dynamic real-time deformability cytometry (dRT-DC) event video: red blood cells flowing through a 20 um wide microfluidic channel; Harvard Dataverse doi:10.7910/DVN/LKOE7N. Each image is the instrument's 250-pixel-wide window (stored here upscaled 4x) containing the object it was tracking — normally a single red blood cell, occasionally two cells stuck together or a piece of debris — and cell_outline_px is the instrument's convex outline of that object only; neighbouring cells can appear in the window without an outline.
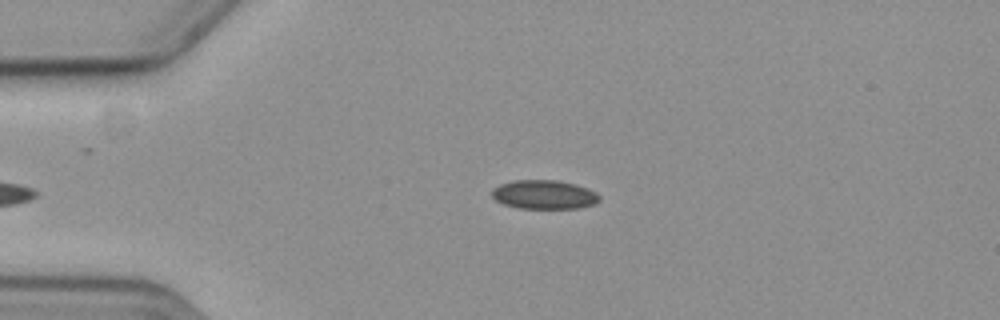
{"species": "common noctule bat (a hibernating species)", "species_latin": "Nyctalus noctula", "temperature_condition": "cold", "stored_images_in_passage": 35, "camera_frame_rate_fps": 3000, "um_per_image_px": 0.085, "animal": {"sex": "female", "body_mass_g": 19.3, "forearm_length_mm": 54.1}, "frame": {"image": 1, "passage_image": 2, "time_ms": 0.333, "image_size_px": [1000, 320], "cell_outline_px": [[600, 200], [596, 204], [580, 208], [516, 208], [504, 204], [496, 200], [492, 196], [492, 188], [500, 184], [512, 180], [556, 180], [576, 184], [588, 188], [596, 192], [600, 196]], "centroid_in_image_um": [46.27, 16.54], "position_along_channel_um": 38.7, "area_um2": 18.32}}
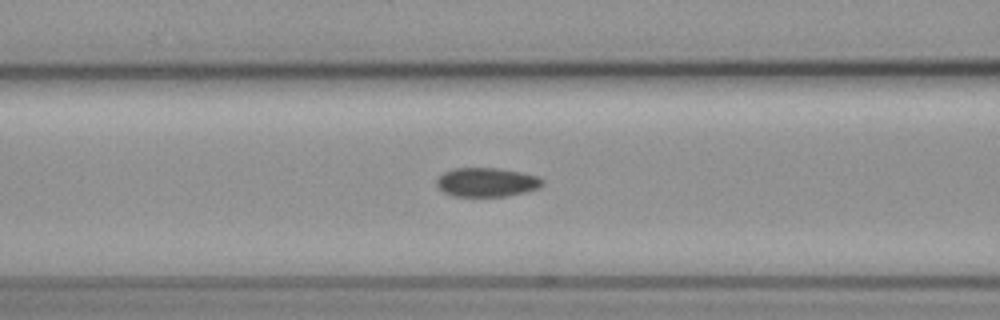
{"frame": {"image": 2, "passage_image": 12, "time_ms": 3.667, "image_size_px": [1000, 320], "cell_outline_px": [[544, 184], [540, 188], [524, 192], [504, 196], [452, 196], [444, 192], [436, 184], [436, 180], [444, 172], [452, 168], [500, 168], [524, 172], [536, 176], [544, 180]], "centroid_in_image_um": [41.39, 15.48], "position_along_channel_um": 125.2, "area_um2": 17.98}}
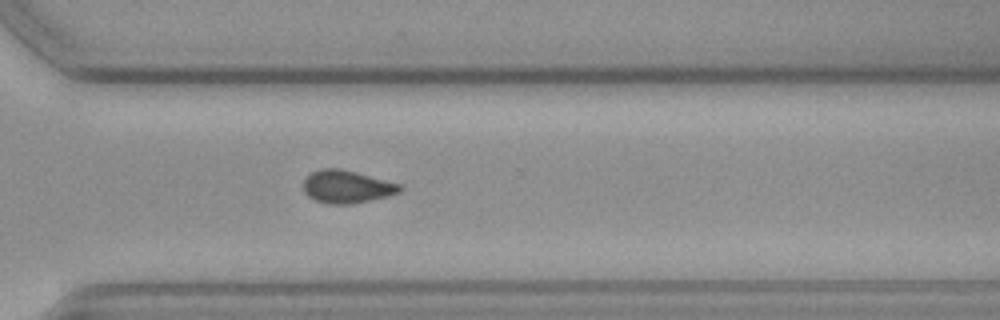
{"frame": {"image": 3, "passage_image": 30, "time_ms": 9.667, "image_size_px": [1000, 320], "cell_outline_px": [[404, 188], [400, 192], [388, 196], [348, 204], [328, 204], [316, 200], [308, 196], [304, 192], [304, 180], [312, 172], [324, 168], [340, 168], [356, 172], [400, 184]], "centroid_in_image_um": [29.48, 15.87], "position_along_channel_um": 341.1, "area_um2": 18.21}}